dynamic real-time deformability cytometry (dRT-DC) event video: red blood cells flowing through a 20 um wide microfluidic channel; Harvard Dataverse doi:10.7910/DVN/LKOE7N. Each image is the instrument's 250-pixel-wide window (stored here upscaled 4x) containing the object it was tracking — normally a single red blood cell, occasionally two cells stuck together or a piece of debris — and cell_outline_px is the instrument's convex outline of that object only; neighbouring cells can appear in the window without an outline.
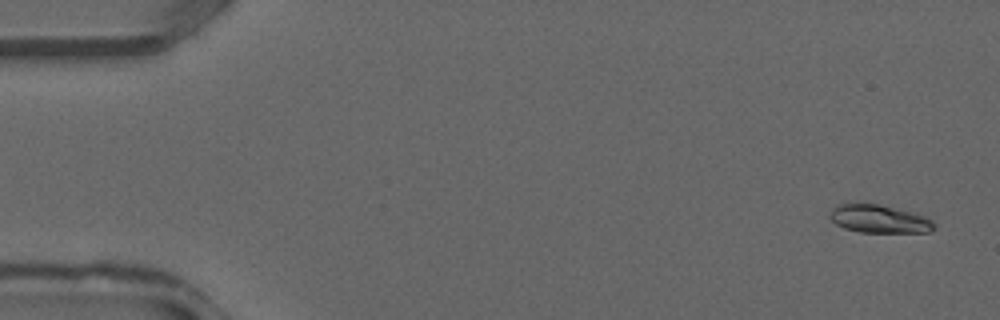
{"species": "common noctule bat (a hibernating species)", "species_latin": "Nyctalus noctula", "temperature_condition": "warm", "stored_images_in_passage": 37, "camera_frame_rate_fps": 3000, "um_per_image_px": 0.085, "animal": {"sex": "male", "forearm_length_mm": 52.5}, "frame": {"image": 1, "passage_image": 2, "time_ms": 0.333, "image_size_px": [1000, 320], "cell_outline_px": [[936, 228], [932, 232], [860, 232], [844, 228], [836, 224], [828, 216], [832, 208], [836, 204], [860, 200], [880, 204], [924, 216], [932, 220], [936, 224]], "centroid_in_image_um": [74.67, 18.57], "position_along_channel_um": 10.3, "area_um2": 17.63}}
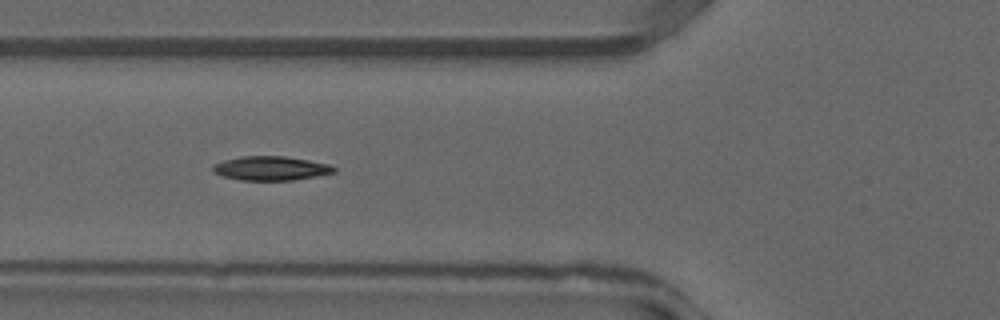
{"frame": {"image": 2, "passage_image": 14, "time_ms": 4.333, "image_size_px": [1000, 320], "cell_outline_px": [[336, 172], [316, 176], [292, 180], [240, 180], [224, 176], [212, 172], [212, 164], [224, 160], [244, 156], [284, 156], [308, 160], [328, 164], [336, 168]], "centroid_in_image_um": [23.0, 14.3], "position_along_channel_um": 102.8, "area_um2": 16.94}}
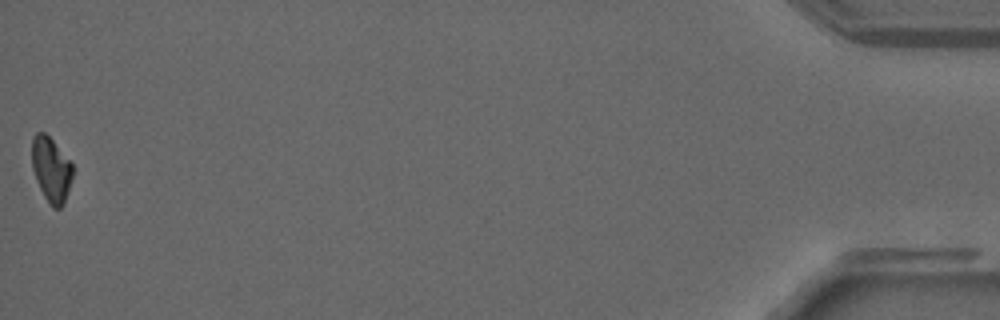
{"frame": {"image": 3, "passage_image": 37, "time_ms": 12.0, "image_size_px": [1000, 320], "cell_outline_px": [[72, 176], [64, 204], [60, 208], [52, 208], [44, 196], [36, 180], [32, 168], [32, 136], [36, 132], [44, 132], [52, 140], [72, 164]], "centroid_in_image_um": [4.32, 14.41], "position_along_channel_um": 430.9, "area_um2": 15.2}}